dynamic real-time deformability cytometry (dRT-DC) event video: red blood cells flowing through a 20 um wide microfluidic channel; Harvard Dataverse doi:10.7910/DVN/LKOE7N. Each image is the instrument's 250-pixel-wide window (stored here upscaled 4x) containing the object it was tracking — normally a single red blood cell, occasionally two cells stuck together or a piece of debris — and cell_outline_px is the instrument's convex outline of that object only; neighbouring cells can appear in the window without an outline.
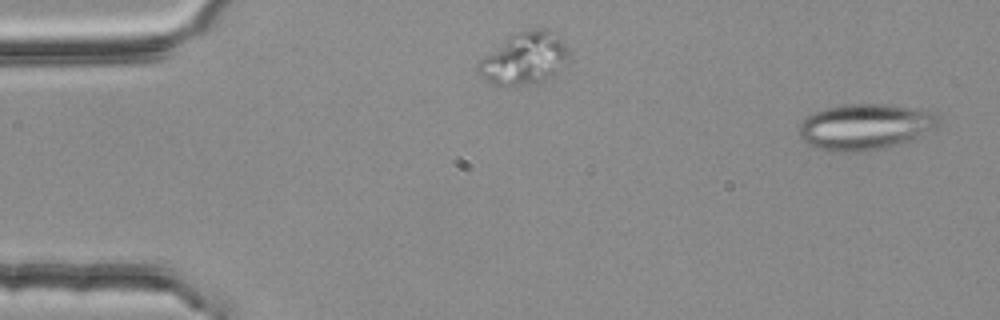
{"species": "common noctule bat (a hibernating species)", "species_latin": "Nyctalus noctula", "temperature_condition": "room temperature", "stored_images_in_passage": 53, "camera_frame_rate_fps": 3000, "um_per_image_px": 0.085, "animal": {"sex": "female", "body_mass_g": 25.1}, "frame": {"image": 1, "passage_image": 2, "time_ms": 0.333, "image_size_px": [1000, 320], "cell_outline_px": [[940, 120], [936, 128], [916, 140], [880, 148], [860, 152], [836, 152], [816, 148], [800, 140], [800, 124], [812, 112], [824, 108], [844, 104], [888, 104], [916, 108], [936, 112], [940, 116]], "centroid_in_image_um": [73.58, 10.77], "position_along_channel_um": 11.4, "area_um2": 37.97}}
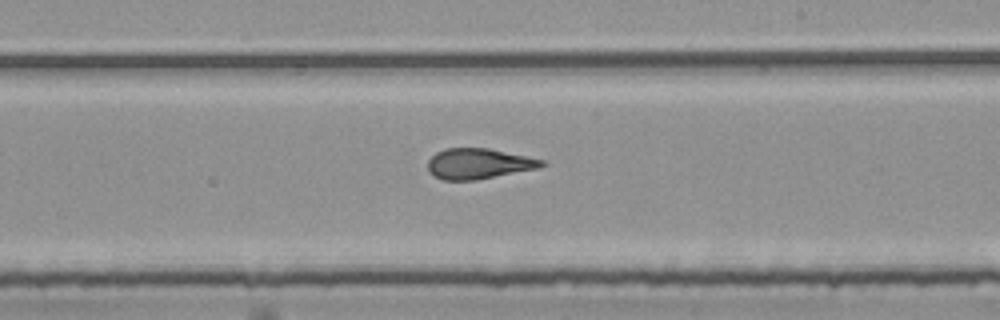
{"frame": {"image": 2, "passage_image": 31, "time_ms": 10.0, "image_size_px": [1000, 320], "cell_outline_px": [[548, 164], [540, 168], [476, 180], [444, 180], [428, 172], [428, 160], [436, 152], [444, 148], [488, 148], [544, 160]], "centroid_in_image_um": [40.69, 13.91], "position_along_channel_um": 248.3, "area_um2": 20.29}}
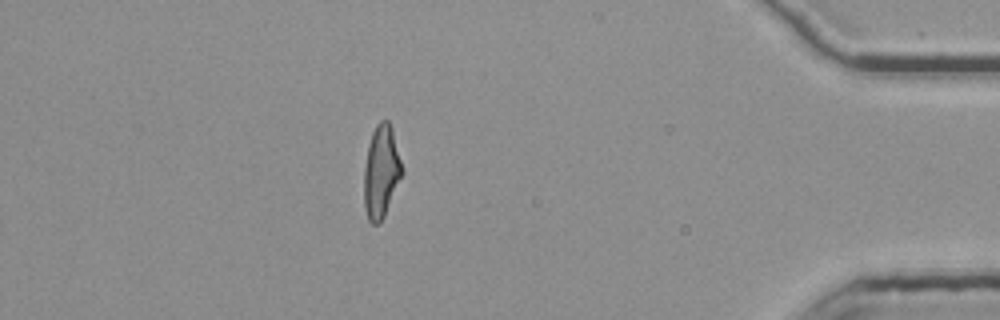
{"frame": {"image": 3, "passage_image": 47, "time_ms": 15.333, "image_size_px": [1000, 320], "cell_outline_px": [[404, 172], [384, 216], [376, 224], [372, 224], [368, 220], [364, 208], [364, 168], [368, 144], [372, 132], [376, 124], [380, 120], [388, 120], [392, 128]], "centroid_in_image_um": [32.4, 14.58], "position_along_channel_um": 402.8, "area_um2": 20.58}, "authors_computed_cell_mechanics": {"area_um2": 21.1548, "velocity_mm_per_s": 3.7835, "shape_relaxation_time_tau1_ms": null, "shape_relaxation_time_tau2_ms": 1.8647, "deformation_change_tau1": null, "deformation_change_tau2": 0.1185}}